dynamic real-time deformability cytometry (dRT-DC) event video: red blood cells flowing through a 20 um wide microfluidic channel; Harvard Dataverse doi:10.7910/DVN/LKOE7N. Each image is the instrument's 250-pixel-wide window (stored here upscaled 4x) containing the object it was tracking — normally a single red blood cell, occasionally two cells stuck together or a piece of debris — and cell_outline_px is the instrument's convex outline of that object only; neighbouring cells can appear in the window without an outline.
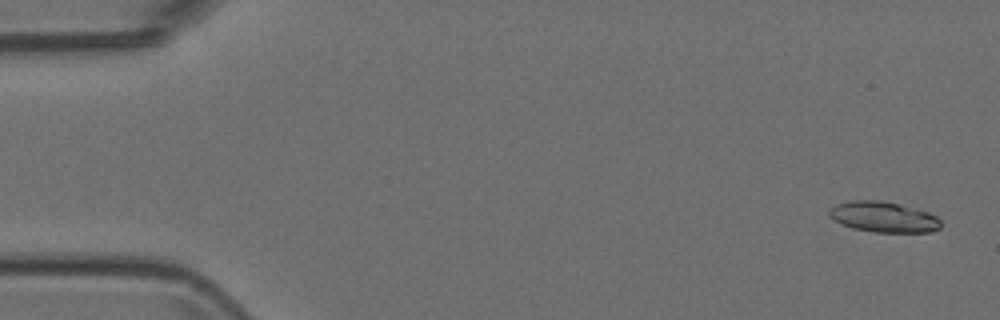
{"species": "Egyptian fruit bat (a non-hibernating species)", "species_latin": "Rousettus aegyptiacus", "temperature_condition": "room temperature", "stored_images_in_passage": 5, "camera_frame_rate_fps": 3000, "um_per_image_px": 0.085, "animal": {"sex": "female"}, "frame": {"image": 1, "passage_image": 1, "time_ms": 0.0, "image_size_px": [1000, 320], "cell_outline_px": [[940, 228], [932, 232], [872, 232], [852, 228], [840, 224], [832, 220], [828, 216], [828, 208], [836, 204], [848, 200], [880, 200], [900, 204], [928, 212], [936, 216], [940, 220]], "centroid_in_image_um": [75.03, 18.44], "position_along_channel_um": 10.0, "area_um2": 20.23}}
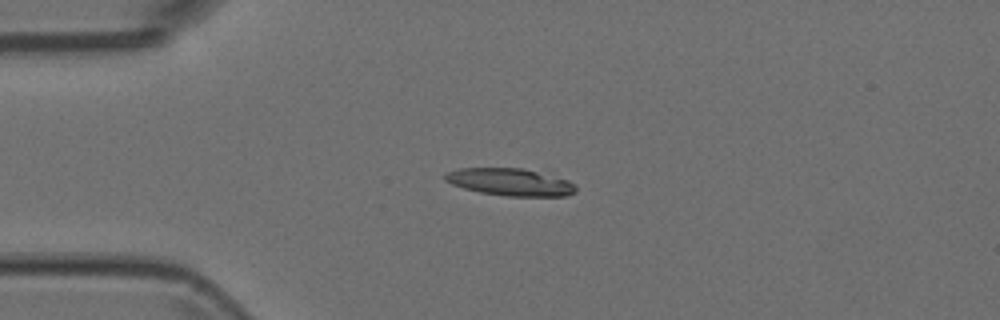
{"frame": {"image": 2, "passage_image": 4, "time_ms": 1.0, "image_size_px": [1000, 320], "cell_outline_px": [[576, 192], [564, 196], [508, 196], [480, 192], [464, 188], [452, 184], [444, 180], [444, 172], [460, 168], [520, 168], [568, 180], [576, 184]], "centroid_in_image_um": [43.34, 15.47], "position_along_channel_um": 41.7, "area_um2": 20.63}}